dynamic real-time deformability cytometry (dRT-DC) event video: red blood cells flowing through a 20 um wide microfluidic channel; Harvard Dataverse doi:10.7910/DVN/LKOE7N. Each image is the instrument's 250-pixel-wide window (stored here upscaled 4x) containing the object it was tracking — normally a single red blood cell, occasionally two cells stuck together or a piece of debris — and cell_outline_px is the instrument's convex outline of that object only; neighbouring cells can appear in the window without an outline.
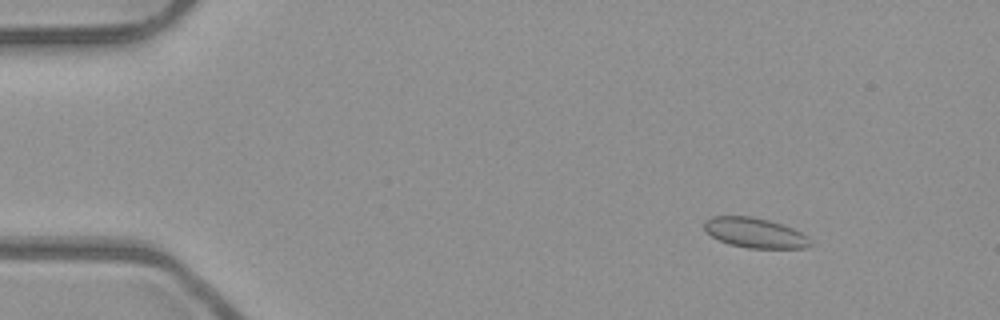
{"species": "common noctule bat (a hibernating species)", "species_latin": "Nyctalus noctula", "temperature_condition": "room temperature", "stored_images_in_passage": 5, "camera_frame_rate_fps": 3000, "um_per_image_px": 0.085, "animal": {"sex": "male", "body_mass_g": 23.1, "forearm_length_mm": 52.7}, "frame": {"image": 1, "passage_image": 2, "time_ms": 0.333, "image_size_px": [1000, 320], "cell_outline_px": [[812, 244], [808, 248], [748, 248], [728, 244], [712, 236], [704, 228], [704, 220], [712, 216], [752, 216], [768, 220], [792, 228], [808, 236], [812, 240]], "centroid_in_image_um": [64.18, 19.79], "position_along_channel_um": 20.8, "area_um2": 18.55}}
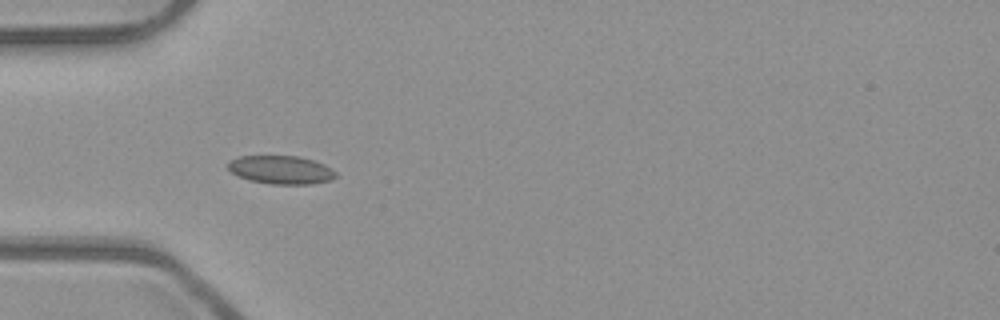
{"frame": {"image": 2, "passage_image": 4, "time_ms": 1.0, "image_size_px": [1000, 320], "cell_outline_px": [[336, 176], [332, 180], [312, 184], [272, 184], [248, 180], [232, 172], [228, 168], [228, 160], [240, 156], [296, 156], [312, 160], [324, 164], [332, 168], [336, 172]], "centroid_in_image_um": [23.9, 14.44], "position_along_channel_um": 61.1, "area_um2": 17.8}}
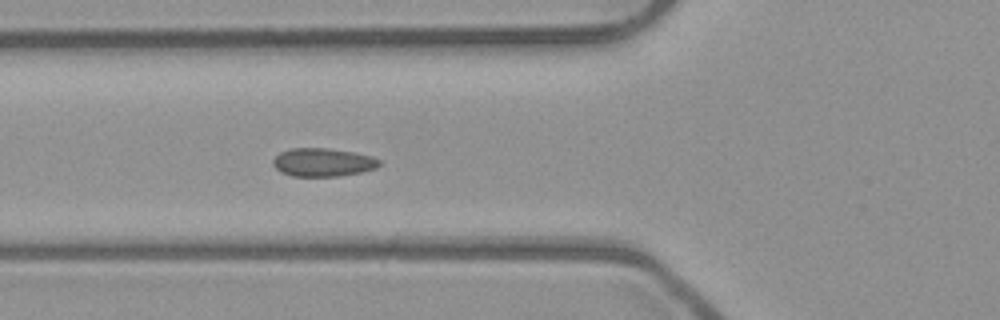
{"frame": {"image": 3, "passage_image": 5, "time_ms": 1.333, "image_size_px": [1000, 320], "cell_outline_px": [[380, 164], [376, 168], [360, 172], [340, 176], [292, 176], [280, 172], [272, 164], [272, 160], [280, 152], [292, 148], [328, 148], [352, 152], [372, 156], [380, 160]], "centroid_in_image_um": [27.42, 13.8], "position_along_channel_um": 98.4, "area_um2": 17.51}}